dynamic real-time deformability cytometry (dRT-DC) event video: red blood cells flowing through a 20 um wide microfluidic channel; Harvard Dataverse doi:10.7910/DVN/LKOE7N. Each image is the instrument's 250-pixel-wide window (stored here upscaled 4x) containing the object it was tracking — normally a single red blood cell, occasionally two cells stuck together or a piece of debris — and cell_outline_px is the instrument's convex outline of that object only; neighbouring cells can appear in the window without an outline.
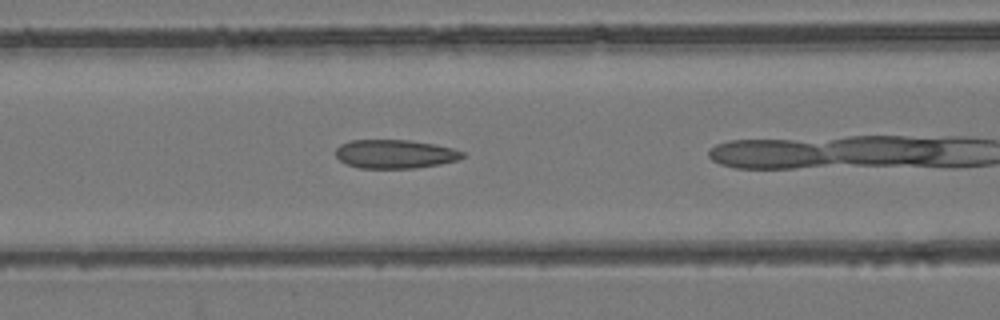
{"species": "common noctule bat (a hibernating species)", "species_latin": "Nyctalus noctula", "temperature_condition": "room temperature", "stored_images_in_passage": 13, "camera_frame_rate_fps": 3000, "um_per_image_px": 0.085, "animal": {"sex": "female", "body_mass_g": 24.6, "forearm_length_mm": 56.2}, "frame": {"image": 1, "passage_image": 6, "time_ms": 1.667, "image_size_px": [1000, 320], "cell_outline_px": [[464, 156], [456, 160], [440, 164], [416, 168], [360, 168], [344, 164], [336, 156], [336, 148], [340, 144], [352, 140], [408, 140], [436, 144], [452, 148], [464, 152]], "centroid_in_image_um": [33.55, 13.09], "position_along_channel_um": 133.0, "area_um2": 21.27}}
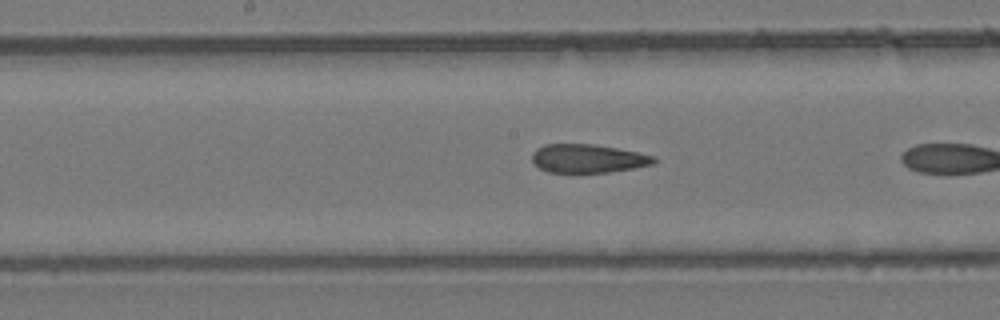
{"frame": {"image": 2, "passage_image": 11, "time_ms": 3.333, "image_size_px": [1000, 320], "cell_outline_px": [[656, 160], [652, 164], [632, 168], [608, 172], [548, 172], [540, 168], [532, 160], [532, 152], [536, 148], [544, 144], [592, 144], [616, 148], [656, 156]], "centroid_in_image_um": [49.94, 13.46], "position_along_channel_um": 198.3, "area_um2": 20.06}}